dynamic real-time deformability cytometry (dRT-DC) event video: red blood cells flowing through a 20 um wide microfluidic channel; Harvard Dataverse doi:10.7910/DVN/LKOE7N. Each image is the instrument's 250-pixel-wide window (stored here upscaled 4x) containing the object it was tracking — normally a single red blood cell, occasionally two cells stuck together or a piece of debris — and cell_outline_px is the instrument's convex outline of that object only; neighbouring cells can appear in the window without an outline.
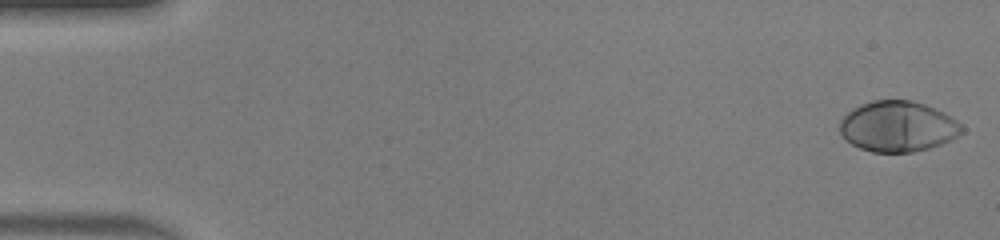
{"species": "human", "species_latin": "Homo sapiens", "temperature_condition": "warm", "stored_images_in_passage": 48, "camera_frame_rate_fps": 3000, "um_per_image_px": 0.085, "donor": {"sex": "male"}, "frame": {"image": 1, "passage_image": 1, "time_ms": 0.0, "image_size_px": [1000, 240], "cell_outline_px": [[964, 132], [952, 140], [928, 148], [912, 152], [872, 152], [860, 148], [844, 140], [840, 132], [840, 120], [852, 108], [860, 104], [872, 100], [912, 100], [924, 104], [944, 112], [956, 120], [964, 128]], "centroid_in_image_um": [76.31, 10.75], "position_along_channel_um": 8.7, "area_um2": 36.18}}
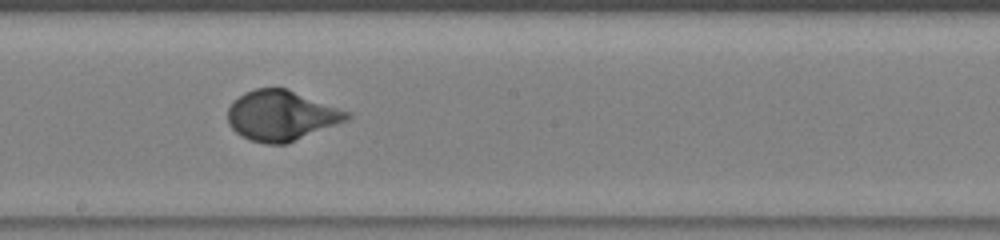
{"frame": {"image": 2, "passage_image": 27, "time_ms": 8.667, "image_size_px": [1000, 240], "cell_outline_px": [[352, 116], [348, 120], [288, 144], [264, 144], [240, 136], [228, 124], [228, 108], [232, 100], [244, 92], [256, 88], [288, 88], [352, 112]], "centroid_in_image_um": [23.93, 9.82], "position_along_channel_um": 224.3, "area_um2": 35.43}}
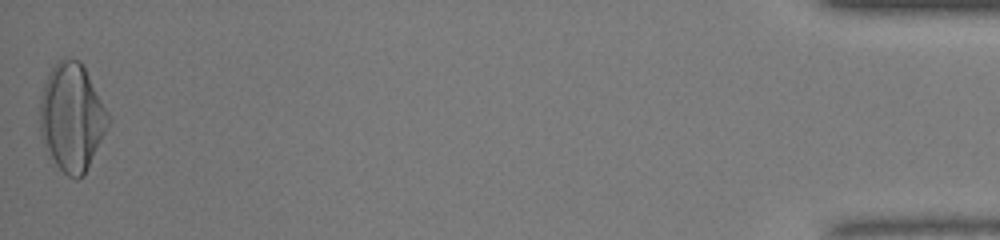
{"frame": {"image": 3, "passage_image": 48, "time_ms": 15.667, "image_size_px": [1000, 240], "cell_outline_px": [[112, 120], [84, 176], [76, 180], [68, 176], [56, 164], [40, 136], [40, 96], [44, 84], [56, 60], [80, 60], [112, 116]], "centroid_in_image_um": [6.14, 9.98], "position_along_channel_um": 429.1, "area_um2": 43.0}, "authors_computed_cell_mechanics": {"area_um2": 35.3736, "velocity_mm_per_s": 4.2729, "shape_relaxation_time_tau1_ms": 2.9766, "shape_relaxation_time_tau2_ms": null, "deformation_change_tau1": 0.2131, "deformation_change_tau2": null}}